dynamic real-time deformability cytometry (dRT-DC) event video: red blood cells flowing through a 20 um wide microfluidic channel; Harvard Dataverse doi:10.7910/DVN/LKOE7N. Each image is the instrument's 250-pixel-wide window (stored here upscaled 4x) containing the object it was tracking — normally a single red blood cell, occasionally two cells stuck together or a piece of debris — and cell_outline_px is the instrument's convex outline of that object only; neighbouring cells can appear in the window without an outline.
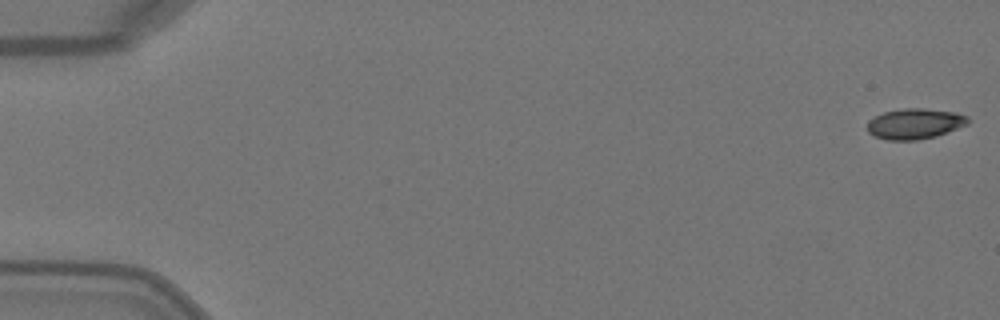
{"species": "Egyptian fruit bat (a non-hibernating species)", "species_latin": "Rousettus aegyptiacus", "temperature_condition": "warm", "stored_images_in_passage": 4, "camera_frame_rate_fps": 3000, "um_per_image_px": 0.085, "animal": {"sex": "female"}, "frame": {"image": 1, "passage_image": 1, "time_ms": 0.0, "image_size_px": [1000, 320], "cell_outline_px": [[968, 124], [936, 136], [916, 140], [888, 140], [876, 136], [868, 132], [868, 120], [884, 112], [904, 108], [924, 108], [956, 112], [968, 116]], "centroid_in_image_um": [77.77, 10.51], "position_along_channel_um": 7.2, "area_um2": 17.8}}
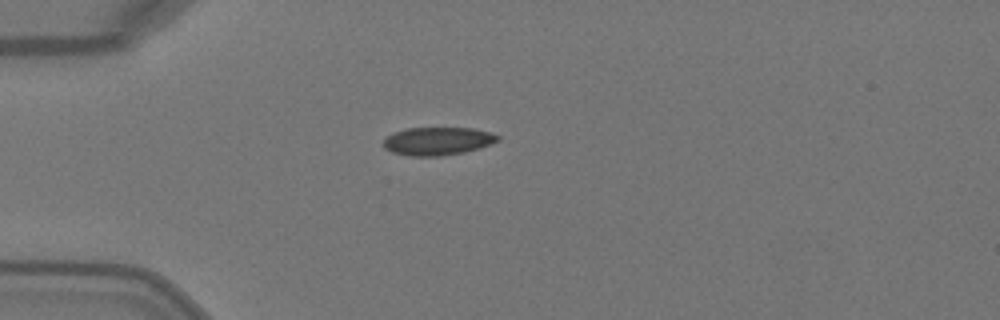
{"frame": {"image": 2, "passage_image": 4, "time_ms": 1.0, "image_size_px": [1000, 320], "cell_outline_px": [[500, 140], [480, 148], [464, 152], [440, 156], [408, 156], [392, 152], [384, 148], [384, 140], [392, 132], [404, 128], [472, 128], [492, 132], [500, 136]], "centroid_in_image_um": [37.21, 11.99], "position_along_channel_um": 47.8, "area_um2": 18.84}}